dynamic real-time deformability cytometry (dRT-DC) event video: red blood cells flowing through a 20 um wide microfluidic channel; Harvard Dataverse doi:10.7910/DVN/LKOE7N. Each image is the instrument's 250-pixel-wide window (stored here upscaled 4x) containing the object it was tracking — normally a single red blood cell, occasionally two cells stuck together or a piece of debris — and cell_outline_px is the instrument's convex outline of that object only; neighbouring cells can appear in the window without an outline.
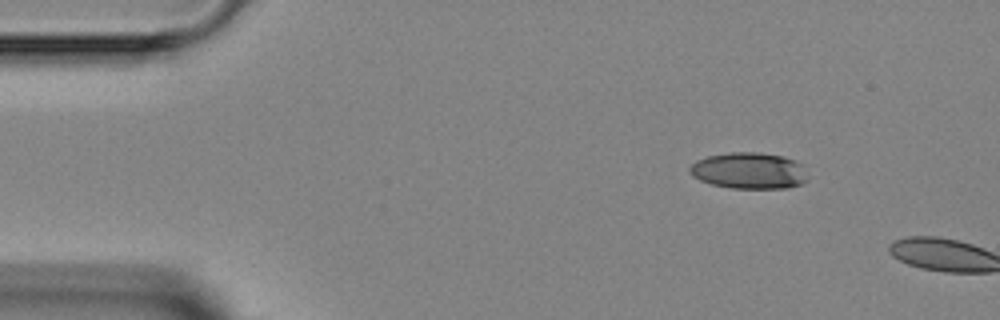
{"species": "Egyptian fruit bat (a non-hibernating species)", "species_latin": "Rousettus aegyptiacus", "temperature_condition": "room temperature", "stored_images_in_passage": 2, "camera_frame_rate_fps": 3000, "um_per_image_px": 0.085, "animal": {"sex": "female"}, "frame": {"image": 1, "passage_image": 1, "time_ms": 0.0, "image_size_px": [1000, 320], "cell_outline_px": [[808, 180], [800, 184], [788, 188], [732, 188], [712, 184], [700, 180], [692, 176], [688, 172], [688, 168], [696, 160], [708, 156], [728, 152], [760, 152], [784, 156], [796, 160], [800, 164]], "centroid_in_image_um": [63.64, 14.5], "position_along_channel_um": 21.4, "area_um2": 25.09}}